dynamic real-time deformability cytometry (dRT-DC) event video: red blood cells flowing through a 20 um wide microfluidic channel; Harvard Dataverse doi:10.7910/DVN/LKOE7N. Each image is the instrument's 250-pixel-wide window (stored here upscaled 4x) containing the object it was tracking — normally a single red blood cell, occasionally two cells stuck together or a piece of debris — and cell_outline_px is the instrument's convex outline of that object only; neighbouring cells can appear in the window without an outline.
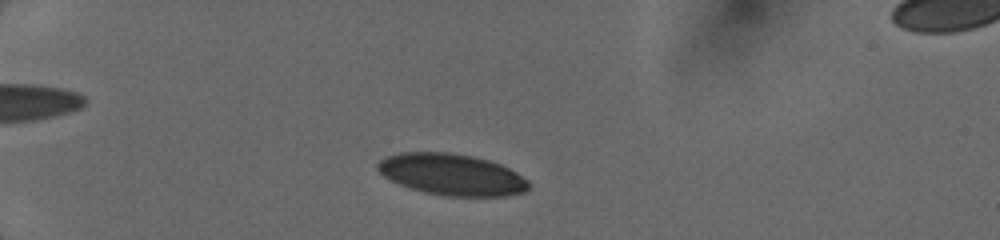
{"species": "human", "species_latin": "Homo sapiens", "temperature_condition": "cold", "stored_images_in_passage": 17, "camera_frame_rate_fps": 3000, "um_per_image_px": 0.085, "donor": {"sex": "female"}, "frame": {"image": 1, "passage_image": 5, "time_ms": 1.667, "image_size_px": [1000, 240], "cell_outline_px": [[528, 188], [524, 192], [504, 196], [448, 196], [424, 192], [400, 184], [384, 176], [376, 168], [376, 164], [380, 160], [388, 156], [400, 152], [452, 152], [472, 156], [488, 160], [500, 164], [516, 172], [528, 180]], "centroid_in_image_um": [38.4, 14.82], "position_along_channel_um": 46.6, "area_um2": 36.3}}
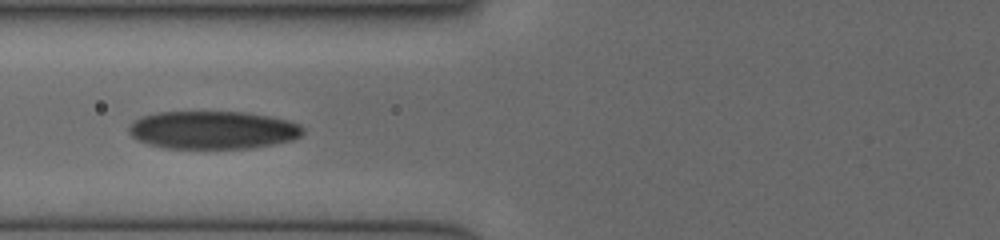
{"frame": {"image": 2, "passage_image": 12, "time_ms": 4.333, "image_size_px": [1000, 240], "cell_outline_px": [[304, 132], [300, 136], [292, 140], [252, 148], [164, 148], [148, 144], [136, 140], [128, 132], [128, 128], [140, 116], [156, 112], [244, 112], [268, 116], [288, 120], [300, 124], [304, 128]], "centroid_in_image_um": [18.08, 11.05], "position_along_channel_um": 107.7, "area_um2": 38.61}}
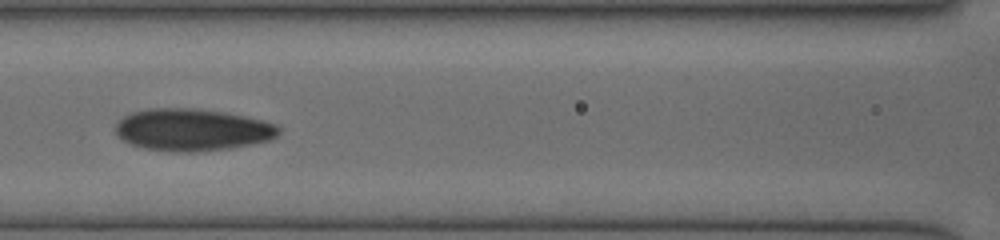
{"frame": {"image": 3, "passage_image": 15, "time_ms": 5.333, "image_size_px": [1000, 240], "cell_outline_px": [[280, 132], [272, 140], [232, 148], [196, 152], [172, 152], [144, 148], [132, 144], [124, 140], [116, 132], [116, 124], [124, 116], [132, 112], [148, 108], [192, 108], [224, 112], [264, 120], [276, 124], [280, 128]], "centroid_in_image_um": [16.38, 11.03], "position_along_channel_um": 150.2, "area_um2": 40.17}}